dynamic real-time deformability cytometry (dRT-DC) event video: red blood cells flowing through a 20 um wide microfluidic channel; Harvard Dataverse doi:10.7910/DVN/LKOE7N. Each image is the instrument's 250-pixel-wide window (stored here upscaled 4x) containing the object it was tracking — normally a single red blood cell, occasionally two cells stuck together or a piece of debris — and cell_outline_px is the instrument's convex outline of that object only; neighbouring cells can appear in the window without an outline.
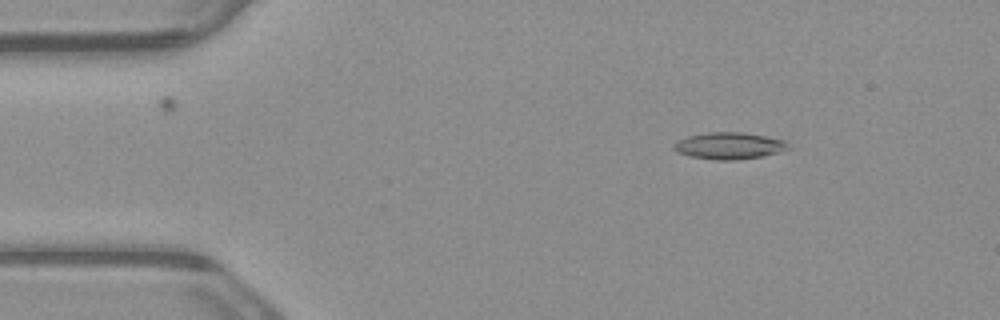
{"species": "common noctule bat (a hibernating species)", "species_latin": "Nyctalus noctula", "temperature_condition": "warm", "stored_images_in_passage": 6, "segment_of_instrument_passage": [1, 2], "camera_frame_rate_fps": 3000, "um_per_image_px": 0.085, "animal": {"sex": "male", "body_mass_g": 23.1, "forearm_length_mm": 52.7}, "frame": {"image": 1, "passage_image": 3, "time_ms": 0.667, "image_size_px": [1000, 320], "cell_outline_px": [[788, 148], [780, 152], [764, 156], [736, 160], [716, 160], [688, 156], [676, 152], [672, 148], [672, 144], [688, 136], [708, 132], [740, 132], [788, 140]], "centroid_in_image_um": [61.97, 12.4], "position_along_channel_um": 23.0, "area_um2": 17.98}}